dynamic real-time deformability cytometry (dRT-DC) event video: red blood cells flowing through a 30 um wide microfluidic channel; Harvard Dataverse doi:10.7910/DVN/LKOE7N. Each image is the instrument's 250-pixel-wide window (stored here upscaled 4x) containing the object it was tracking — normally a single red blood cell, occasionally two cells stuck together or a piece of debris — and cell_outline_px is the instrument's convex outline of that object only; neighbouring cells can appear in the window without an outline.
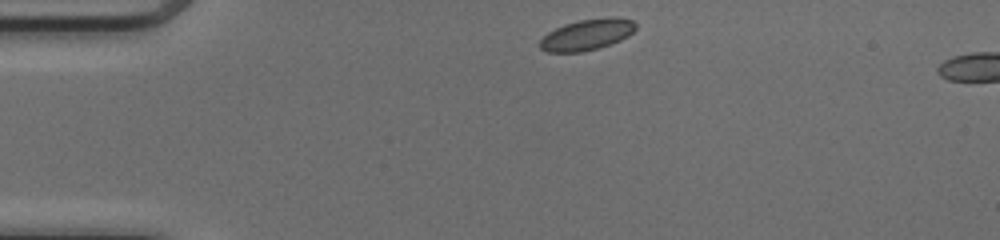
{"species": "common noctule bat (a hibernating species)", "species_latin": "Nyctalus noctula", "temperature_condition": "cold", "stored_images_in_passage": 42, "camera_frame_rate_fps": 3000, "um_per_image_px": 0.085, "animal": {"sex": "female", "body_mass_g": 17.0, "forearm_length_mm": 48.0}, "frame": {"image": 1, "passage_image": 1, "time_ms": 0.0, "image_size_px": [1000, 240], "cell_outline_px": [[636, 28], [628, 36], [620, 40], [600, 48], [580, 52], [548, 52], [540, 48], [540, 40], [548, 32], [564, 24], [580, 20], [608, 16], [616, 16], [632, 20], [636, 24]], "centroid_in_image_um": [49.92, 2.93], "position_along_channel_um": 35.1, "area_um2": 17.4}}
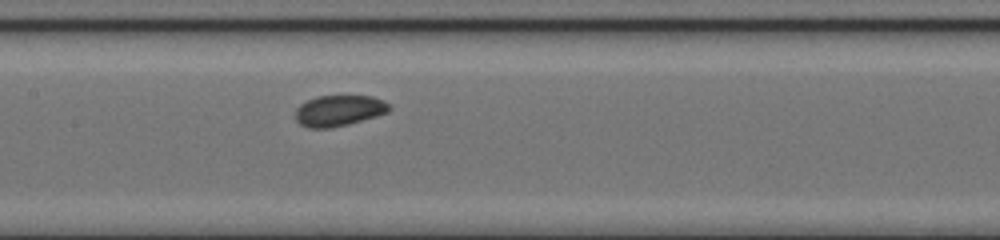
{"frame": {"image": 2, "passage_image": 15, "time_ms": 4.667, "image_size_px": [1000, 240], "cell_outline_px": [[392, 108], [388, 112], [376, 116], [348, 124], [332, 128], [308, 128], [300, 124], [296, 120], [296, 108], [300, 104], [316, 96], [372, 96], [384, 100]], "centroid_in_image_um": [28.81, 9.4], "position_along_channel_um": 178.6, "area_um2": 16.94}}
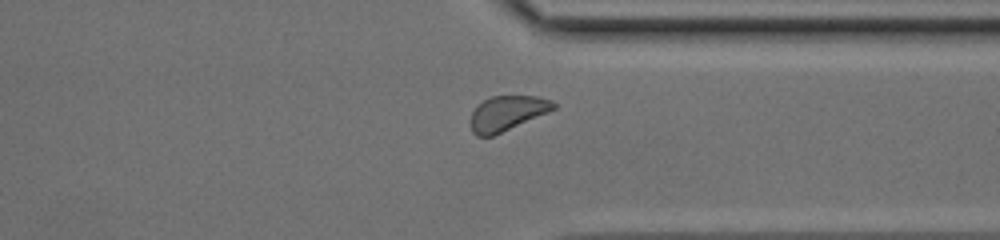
{"frame": {"image": 3, "passage_image": 29, "time_ms": 9.333, "image_size_px": [1000, 240], "cell_outline_px": [[556, 108], [548, 112], [492, 136], [476, 136], [472, 132], [472, 112], [484, 100], [492, 96], [536, 96], [552, 100], [556, 104]], "centroid_in_image_um": [43.13, 9.61], "position_along_channel_um": 368.3, "area_um2": 16.47}, "authors_computed_cell_mechanics": {"area_um2": 17.051, "velocity_mm_per_s": 4.0825, "shape_relaxation_time_tau1_ms": 4.067, "shape_relaxation_time_tau2_ms": null, "deformation_change_tau1": 0.0532, "deformation_change_tau2": null}}